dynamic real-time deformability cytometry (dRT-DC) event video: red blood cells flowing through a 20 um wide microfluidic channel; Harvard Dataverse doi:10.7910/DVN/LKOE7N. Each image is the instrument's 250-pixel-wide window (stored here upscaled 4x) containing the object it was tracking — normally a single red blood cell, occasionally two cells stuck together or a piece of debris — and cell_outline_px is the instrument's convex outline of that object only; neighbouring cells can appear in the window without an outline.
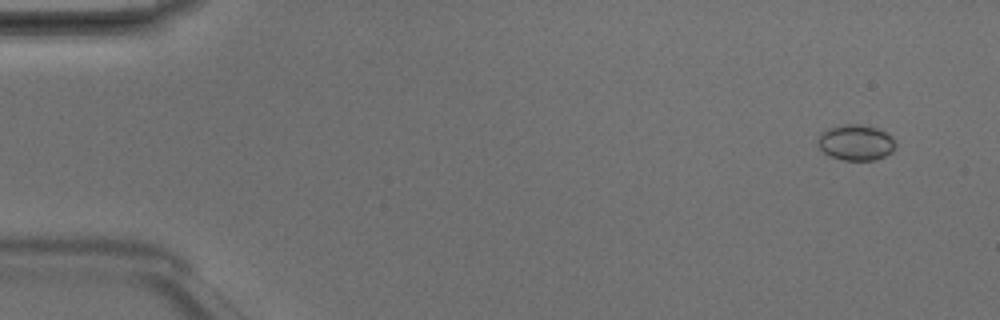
{"species": "Egyptian fruit bat (a non-hibernating species)", "species_latin": "Rousettus aegyptiacus", "temperature_condition": "room temperature", "stored_images_in_passage": 5, "camera_frame_rate_fps": 3000, "um_per_image_px": 0.085, "animal": {"sex": "male"}, "frame": {"image": 1, "passage_image": 2, "time_ms": 0.333, "image_size_px": [1000, 320], "cell_outline_px": [[896, 144], [892, 152], [876, 160], [844, 160], [832, 156], [824, 152], [816, 144], [816, 140], [820, 132], [828, 128], [844, 124], [860, 124], [876, 128], [892, 136]], "centroid_in_image_um": [72.72, 12.11], "position_along_channel_um": 12.3, "area_um2": 16.24}}
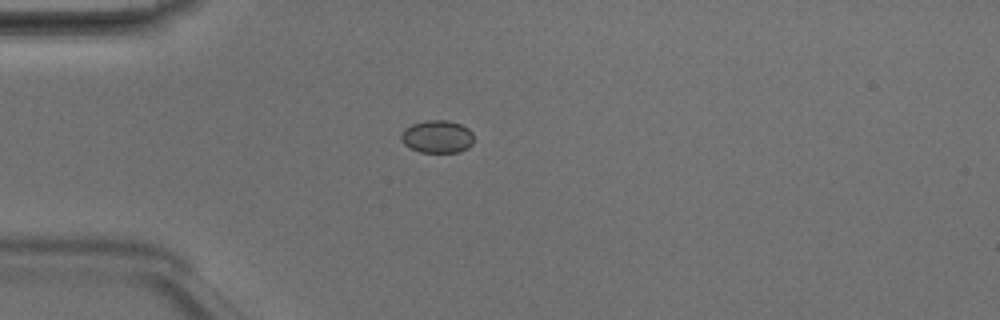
{"frame": {"image": 2, "passage_image": 5, "time_ms": 1.333, "image_size_px": [1000, 320], "cell_outline_px": [[472, 144], [468, 148], [460, 152], [420, 152], [408, 148], [400, 140], [400, 136], [404, 128], [412, 124], [424, 120], [448, 120], [460, 124], [468, 128], [472, 132]], "centroid_in_image_um": [37.13, 11.61], "position_along_channel_um": 47.9, "area_um2": 14.05}}